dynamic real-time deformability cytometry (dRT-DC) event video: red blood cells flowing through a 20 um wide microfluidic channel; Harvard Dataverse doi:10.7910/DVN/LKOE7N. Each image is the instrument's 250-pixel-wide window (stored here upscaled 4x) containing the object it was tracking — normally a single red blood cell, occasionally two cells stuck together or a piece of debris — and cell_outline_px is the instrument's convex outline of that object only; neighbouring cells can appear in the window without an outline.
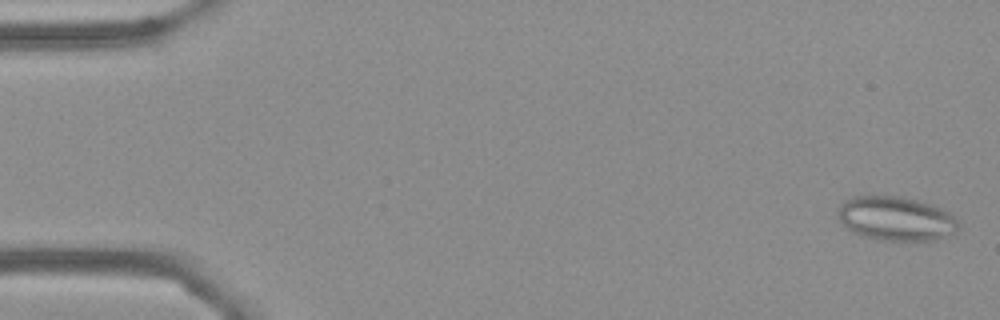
{"species": "Egyptian fruit bat (a non-hibernating species)", "species_latin": "Rousettus aegyptiacus", "temperature_condition": "cold", "stored_images_in_passage": 56, "camera_frame_rate_fps": 3000, "um_per_image_px": 0.085, "frame": {"image": 1, "passage_image": 2, "time_ms": 0.333, "image_size_px": [1000, 320], "cell_outline_px": [[960, 228], [956, 232], [936, 240], [880, 240], [864, 236], [848, 228], [840, 220], [840, 204], [844, 200], [852, 196], [904, 196], [932, 204], [948, 212], [960, 224]], "centroid_in_image_um": [76.2, 18.57], "position_along_channel_um": 8.8, "area_um2": 30.81}}
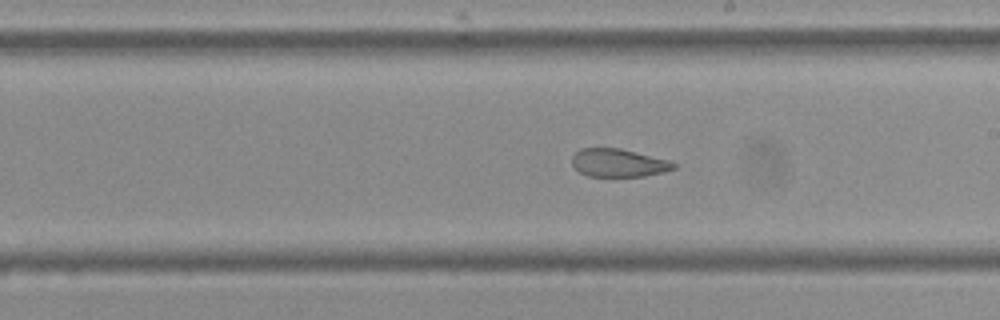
{"frame": {"image": 2, "passage_image": 32, "time_ms": 10.333, "image_size_px": [1000, 320], "cell_outline_px": [[676, 168], [664, 172], [644, 176], [588, 176], [580, 172], [572, 164], [572, 156], [580, 148], [620, 148], [668, 160], [676, 164]], "centroid_in_image_um": [52.56, 13.84], "position_along_channel_um": 236.4, "area_um2": 16.53}}
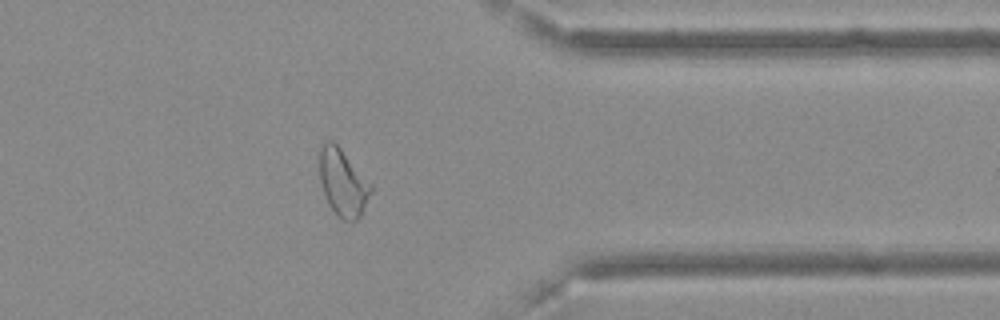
{"frame": {"image": 3, "passage_image": 45, "time_ms": 14.667, "image_size_px": [1000, 320], "cell_outline_px": [[372, 192], [360, 216], [356, 220], [344, 220], [336, 216], [328, 204], [320, 180], [316, 156], [324, 140], [332, 140], [340, 148], [372, 184]], "centroid_in_image_um": [29.1, 15.49], "position_along_channel_um": 382.3, "area_um2": 20.4}, "authors_computed_cell_mechanics": {"area_um2": 22.0507, "velocity_mm_per_s": 3.6229, "shape_relaxation_time_tau1_ms": null, "shape_relaxation_time_tau2_ms": 1.9732, "deformation_change_tau1": null, "deformation_change_tau2": 0.0913}}